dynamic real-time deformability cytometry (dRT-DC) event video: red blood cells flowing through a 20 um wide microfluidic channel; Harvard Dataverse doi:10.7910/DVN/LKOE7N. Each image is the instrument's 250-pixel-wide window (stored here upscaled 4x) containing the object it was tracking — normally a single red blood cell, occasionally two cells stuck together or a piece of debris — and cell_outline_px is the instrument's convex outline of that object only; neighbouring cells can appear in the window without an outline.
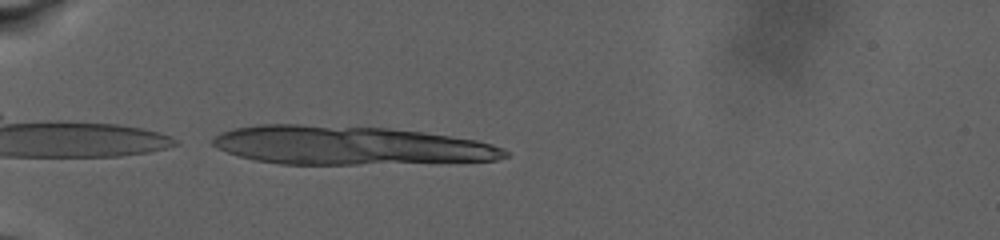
{"species": "human", "species_latin": "Homo sapiens", "temperature_condition": "warm", "stored_images_in_passage": 5, "camera_frame_rate_fps": 3000, "um_per_image_px": 0.085, "donor": {"sex": "male"}, "frame": {"image": 1, "passage_image": 1, "time_ms": 0.0, "image_size_px": [1000, 240], "cell_outline_px": [[508, 156], [496, 160], [356, 164], [280, 164], [256, 160], [240, 156], [216, 148], [212, 144], [212, 140], [220, 132], [232, 128], [256, 124], [300, 124], [388, 128], [424, 132], [452, 136], [476, 140], [492, 144], [504, 148], [508, 152]], "centroid_in_image_um": [29.7, 12.35], "position_along_channel_um": 55.3, "area_um2": 65.78}}